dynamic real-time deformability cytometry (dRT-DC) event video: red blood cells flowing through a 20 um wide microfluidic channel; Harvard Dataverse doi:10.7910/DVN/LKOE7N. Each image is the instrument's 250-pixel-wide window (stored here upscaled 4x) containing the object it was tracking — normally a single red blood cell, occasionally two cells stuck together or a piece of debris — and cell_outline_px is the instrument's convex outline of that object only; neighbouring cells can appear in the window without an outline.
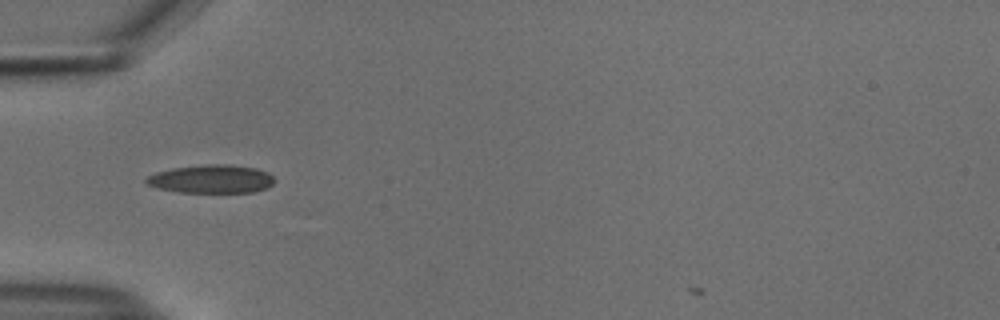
{"species": "common noctule bat (a hibernating species)", "species_latin": "Nyctalus noctula", "temperature_condition": "cold", "stored_images_in_passage": 35, "camera_frame_rate_fps": 3000, "um_per_image_px": 0.085, "animal": {"sex": "male", "body_mass_g": 18.8}, "frame": {"image": 1, "passage_image": 2, "time_ms": 0.333, "image_size_px": [1000, 320], "cell_outline_px": [[272, 184], [268, 188], [252, 192], [180, 192], [160, 188], [148, 184], [144, 180], [148, 176], [156, 172], [172, 168], [204, 164], [228, 164], [256, 168], [268, 172], [272, 176]], "centroid_in_image_um": [17.98, 15.2], "position_along_channel_um": 67.0, "area_um2": 21.04}}
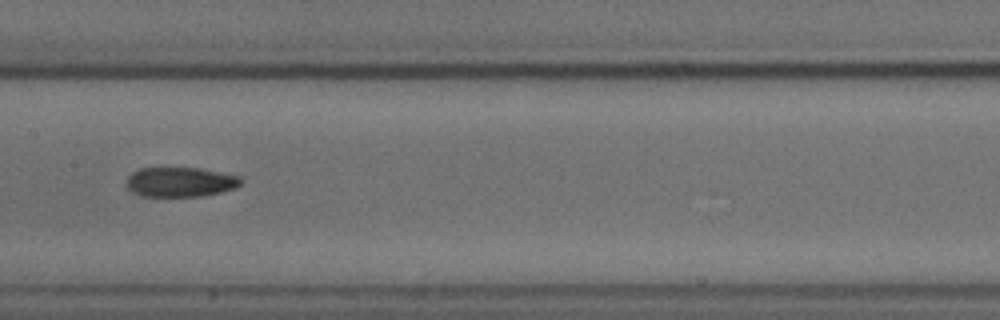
{"frame": {"image": 2, "passage_image": 12, "time_ms": 3.667, "image_size_px": [1000, 320], "cell_outline_px": [[244, 176], [240, 184], [236, 188], [220, 192], [200, 196], [140, 196], [132, 192], [128, 188], [128, 176], [132, 172], [140, 168], [200, 168]], "centroid_in_image_um": [15.37, 15.46], "position_along_channel_um": 192.0, "area_um2": 19.88}}
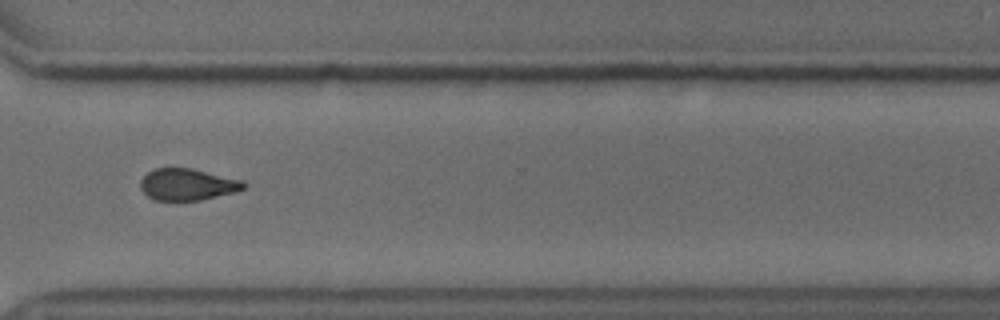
{"frame": {"image": 3, "passage_image": 25, "time_ms": 8.0, "image_size_px": [1000, 320], "cell_outline_px": [[244, 188], [236, 192], [200, 200], [156, 200], [148, 196], [140, 188], [140, 180], [148, 172], [156, 168], [192, 168], [244, 180]], "centroid_in_image_um": [15.94, 15.67], "position_along_channel_um": 354.7, "area_um2": 19.02}}